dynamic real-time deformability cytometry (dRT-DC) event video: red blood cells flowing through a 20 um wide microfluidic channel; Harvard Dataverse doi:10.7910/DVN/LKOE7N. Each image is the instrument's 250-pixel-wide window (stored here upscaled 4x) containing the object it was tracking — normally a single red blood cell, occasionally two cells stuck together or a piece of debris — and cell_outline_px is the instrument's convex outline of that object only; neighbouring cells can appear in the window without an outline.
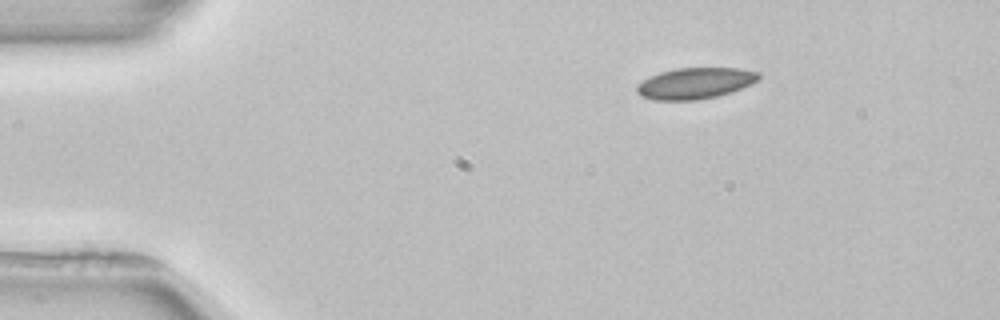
{"species": "common noctule bat (a hibernating species)", "species_latin": "Nyctalus noctula", "temperature_condition": "room temperature", "stored_images_in_passage": 5, "camera_frame_rate_fps": 3000, "um_per_image_px": 0.085, "animal": {"sex": "female", "body_mass_g": 22.7, "forearm_length_mm": 54.2}, "frame": {"image": 1, "passage_image": 1, "time_ms": 0.0, "image_size_px": [1000, 320], "cell_outline_px": [[760, 76], [752, 84], [732, 92], [716, 96], [696, 100], [652, 100], [640, 96], [636, 92], [636, 84], [648, 76], [660, 72], [676, 68], [740, 68], [760, 72]], "centroid_in_image_um": [59.05, 7.07], "position_along_channel_um": 26.0, "area_um2": 22.37}}
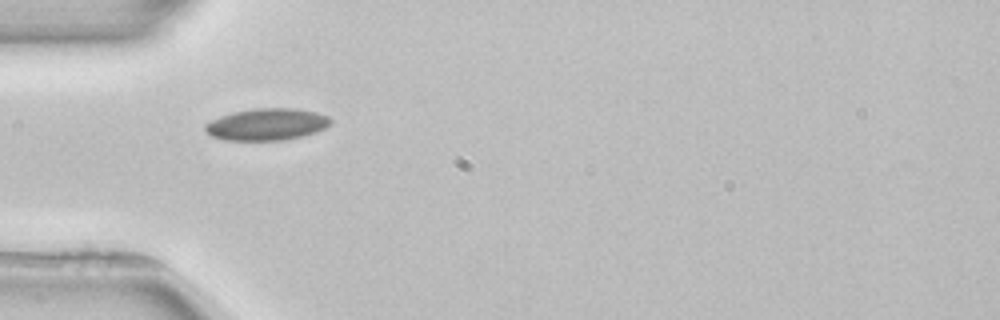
{"frame": {"image": 2, "passage_image": 3, "time_ms": 2.667, "image_size_px": [1000, 320], "cell_outline_px": [[332, 124], [316, 132], [304, 136], [280, 140], [224, 140], [212, 136], [204, 128], [204, 124], [220, 116], [232, 112], [256, 108], [296, 108], [316, 112], [328, 116], [332, 120]], "centroid_in_image_um": [22.7, 10.56], "position_along_channel_um": 62.3, "area_um2": 23.35}}